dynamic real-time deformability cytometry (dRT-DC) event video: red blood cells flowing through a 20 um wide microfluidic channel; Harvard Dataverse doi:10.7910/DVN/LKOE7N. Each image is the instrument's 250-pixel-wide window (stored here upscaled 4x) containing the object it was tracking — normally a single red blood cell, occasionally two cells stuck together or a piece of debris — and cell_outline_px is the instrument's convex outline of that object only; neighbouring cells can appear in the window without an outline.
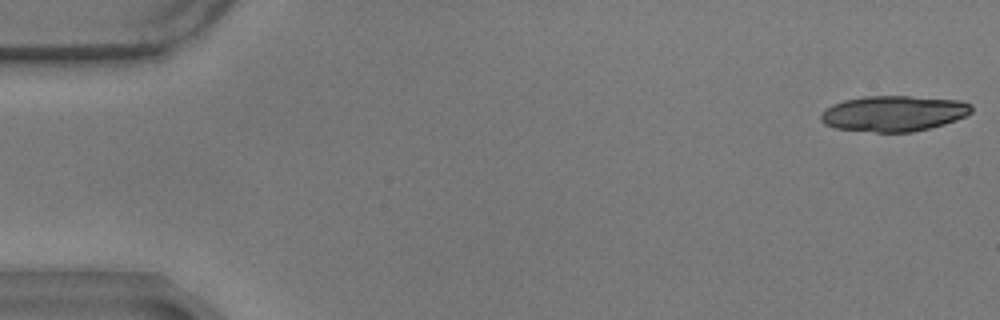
{"species": "common noctule bat (a hibernating species)", "species_latin": "Nyctalus noctula", "temperature_condition": "warm", "stored_images_in_passage": 5, "camera_frame_rate_fps": 3000, "um_per_image_px": 0.085, "animal": {"sex": "male", "body_mass_g": 17.9}, "frame": {"image": 1, "passage_image": 1, "time_ms": 0.0, "image_size_px": [1000, 320], "cell_outline_px": [[972, 112], [956, 120], [944, 124], [912, 132], [876, 132], [832, 128], [824, 124], [820, 120], [820, 116], [832, 104], [844, 100], [864, 96], [908, 96], [960, 100], [972, 104]], "centroid_in_image_um": [75.96, 9.64], "position_along_channel_um": 9.0, "area_um2": 31.33}}